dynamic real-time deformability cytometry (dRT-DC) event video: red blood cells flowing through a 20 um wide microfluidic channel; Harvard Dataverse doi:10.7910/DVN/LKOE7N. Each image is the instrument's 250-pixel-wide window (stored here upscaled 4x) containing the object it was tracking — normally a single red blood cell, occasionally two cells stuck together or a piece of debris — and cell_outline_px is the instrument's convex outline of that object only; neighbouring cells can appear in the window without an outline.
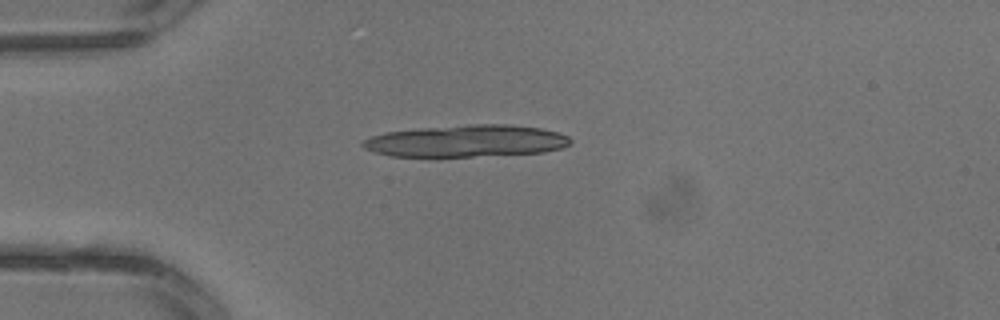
{"species": "common noctule bat (a hibernating species)", "species_latin": "Nyctalus noctula", "temperature_condition": "warm", "stored_images_in_passage": 1, "camera_frame_rate_fps": 3000, "um_per_image_px": 0.085, "animal": {"sex": "male", "body_mass_g": 13.3}, "frame": {"image": 1, "passage_image": 1, "time_ms": 0.0, "image_size_px": [1000, 320], "cell_outline_px": [[572, 140], [564, 148], [544, 152], [436, 160], [432, 160], [392, 156], [376, 152], [364, 148], [360, 144], [364, 140], [372, 136], [384, 132], [420, 128], [468, 124], [508, 124], [540, 128], [556, 132], [568, 136]], "centroid_in_image_um": [39.58, 12.03], "position_along_channel_um": 45.4, "area_um2": 40.23}}